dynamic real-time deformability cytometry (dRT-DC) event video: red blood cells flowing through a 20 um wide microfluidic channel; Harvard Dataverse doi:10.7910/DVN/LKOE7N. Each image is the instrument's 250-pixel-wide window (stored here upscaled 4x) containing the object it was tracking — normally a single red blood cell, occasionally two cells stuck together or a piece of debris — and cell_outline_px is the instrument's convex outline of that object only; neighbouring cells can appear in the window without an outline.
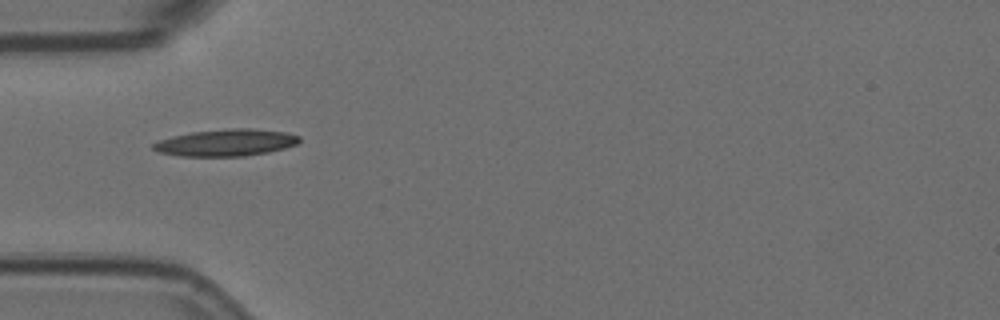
{"species": "Egyptian fruit bat (a non-hibernating species)", "species_latin": "Rousettus aegyptiacus", "temperature_condition": "room temperature", "stored_images_in_passage": 38, "camera_frame_rate_fps": 3000, "um_per_image_px": 0.085, "animal": {"sex": "female"}, "frame": {"image": 1, "passage_image": 1, "time_ms": 0.0, "image_size_px": [1000, 320], "cell_outline_px": [[300, 140], [296, 144], [284, 148], [268, 152], [244, 156], [180, 156], [160, 152], [152, 148], [152, 144], [160, 140], [172, 136], [192, 132], [224, 128], [252, 128], [288, 132], [300, 136]], "centroid_in_image_um": [19.24, 12.11], "position_along_channel_um": 65.8, "area_um2": 22.95}}
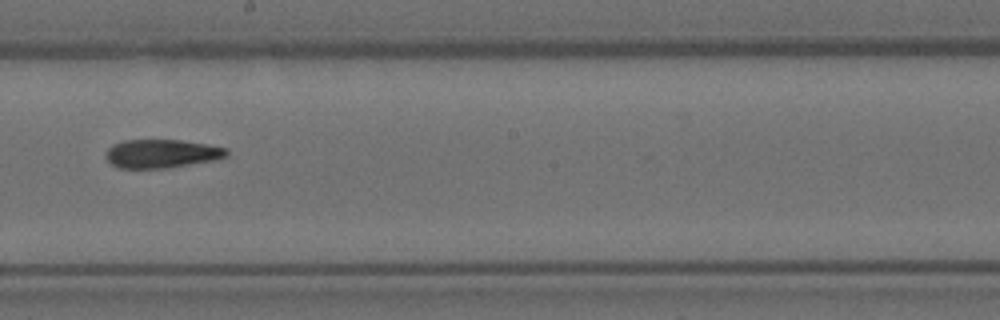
{"frame": {"image": 2, "passage_image": 15, "time_ms": 4.667, "image_size_px": [1000, 320], "cell_outline_px": [[228, 156], [216, 160], [168, 168], [116, 168], [104, 156], [108, 148], [112, 144], [124, 140], [180, 140], [228, 148]], "centroid_in_image_um": [13.73, 13.06], "position_along_channel_um": 234.5, "area_um2": 20.23}}
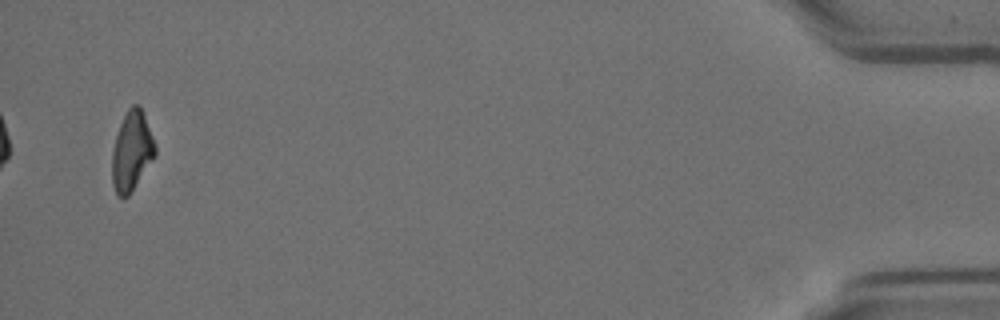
{"frame": {"image": 3, "passage_image": 38, "time_ms": 12.333, "image_size_px": [1000, 320], "cell_outline_px": [[156, 156], [128, 196], [116, 196], [112, 184], [112, 152], [116, 136], [120, 124], [128, 108], [132, 104], [140, 104], [156, 144]], "centroid_in_image_um": [11.21, 12.84], "position_along_channel_um": 424.0, "area_um2": 20.06}, "authors_computed_cell_mechanics": {"area_um2": 20.8658, "velocity_mm_per_s": 3.6174, "shape_relaxation_time_tau1_ms": 8.2018, "shape_relaxation_time_tau2_ms": 5.8299, "deformation_change_tau1": 0.2323, "deformation_change_tau2": 0.1593}}